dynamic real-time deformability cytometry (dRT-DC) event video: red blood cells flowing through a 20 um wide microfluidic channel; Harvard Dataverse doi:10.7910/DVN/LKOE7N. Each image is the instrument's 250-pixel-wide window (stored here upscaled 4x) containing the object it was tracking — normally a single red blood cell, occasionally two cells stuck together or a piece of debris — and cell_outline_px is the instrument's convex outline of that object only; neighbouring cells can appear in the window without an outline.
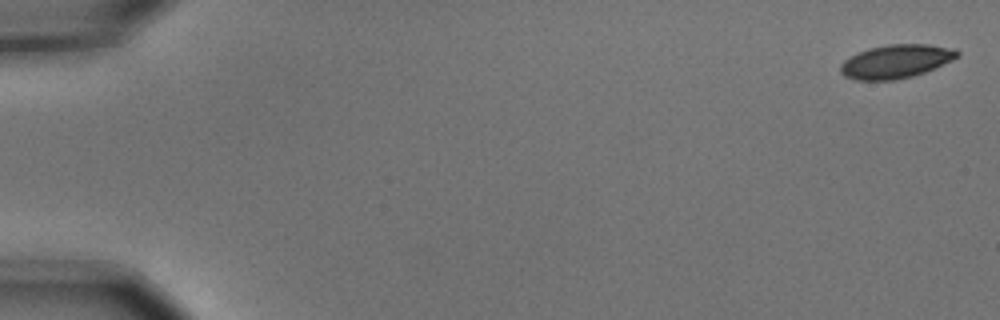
{"species": "common noctule bat (a hibernating species)", "species_latin": "Nyctalus noctula", "temperature_condition": "cold", "stored_images_in_passage": 6, "camera_frame_rate_fps": 3000, "um_per_image_px": 0.085, "animal": {"sex": "male", "body_mass_g": 15.6}, "frame": {"image": 1, "passage_image": 1, "time_ms": 0.0, "image_size_px": [1000, 320], "cell_outline_px": [[960, 56], [952, 60], [924, 72], [912, 76], [896, 80], [856, 80], [844, 76], [840, 72], [840, 64], [844, 60], [868, 48], [888, 44], [928, 44], [956, 48], [960, 52]], "centroid_in_image_um": [76.17, 5.21], "position_along_channel_um": 8.8, "area_um2": 22.89}}
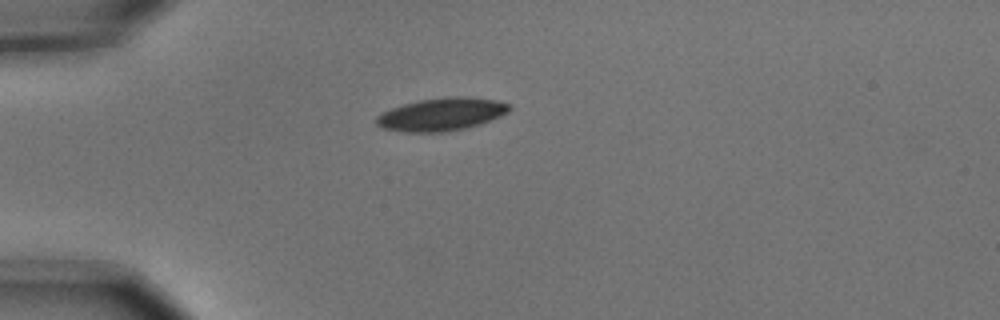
{"frame": {"image": 2, "passage_image": 5, "time_ms": 1.333, "image_size_px": [1000, 320], "cell_outline_px": [[512, 108], [508, 112], [500, 116], [480, 124], [464, 128], [444, 132], [400, 132], [380, 128], [376, 124], [376, 116], [380, 112], [404, 104], [420, 100], [448, 96], [464, 96], [496, 100], [512, 104]], "centroid_in_image_um": [37.51, 9.72], "position_along_channel_um": 47.5, "area_um2": 25.66}}